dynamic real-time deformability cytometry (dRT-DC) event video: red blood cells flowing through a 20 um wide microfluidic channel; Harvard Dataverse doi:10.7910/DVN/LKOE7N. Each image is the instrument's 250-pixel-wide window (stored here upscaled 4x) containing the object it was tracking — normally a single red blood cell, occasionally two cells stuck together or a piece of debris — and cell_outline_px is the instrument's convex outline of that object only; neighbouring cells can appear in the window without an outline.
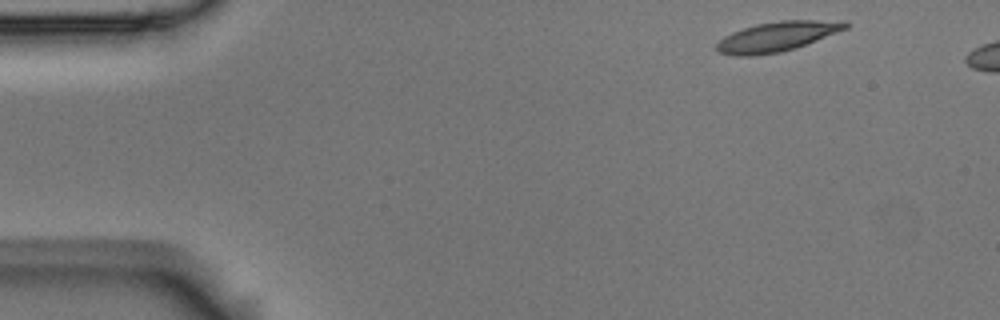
{"species": "Egyptian fruit bat (a non-hibernating species)", "species_latin": "Rousettus aegyptiacus", "temperature_condition": "room temperature", "stored_images_in_passage": 4, "camera_frame_rate_fps": 3000, "um_per_image_px": 0.085, "animal": {"sex": "male"}, "frame": {"image": 1, "passage_image": 1, "time_ms": 0.0, "image_size_px": [1000, 320], "cell_outline_px": [[848, 28], [796, 48], [780, 52], [752, 56], [736, 56], [716, 52], [716, 44], [724, 36], [732, 32], [756, 24], [780, 20], [848, 20]], "centroid_in_image_um": [66.06, 3.1], "position_along_channel_um": 18.9, "area_um2": 22.48}}